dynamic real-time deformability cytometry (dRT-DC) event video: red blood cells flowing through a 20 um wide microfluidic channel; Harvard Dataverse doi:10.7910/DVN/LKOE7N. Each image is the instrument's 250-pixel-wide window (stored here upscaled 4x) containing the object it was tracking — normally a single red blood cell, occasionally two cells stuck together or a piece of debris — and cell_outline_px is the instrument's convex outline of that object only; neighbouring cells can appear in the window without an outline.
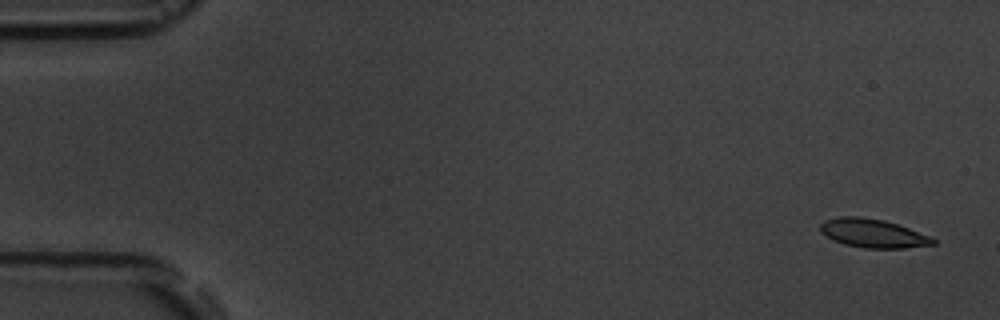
{"species": "common noctule bat (a hibernating species)", "species_latin": "Nyctalus noctula", "temperature_condition": "room temperature", "stored_images_in_passage": 6, "camera_frame_rate_fps": 3000, "um_per_image_px": 0.085, "animal": {"sex": "male", "body_mass_g": 19.5, "forearm_length_mm": 54.6}, "frame": {"image": 1, "passage_image": 1, "time_ms": 0.0, "image_size_px": [1000, 320], "cell_outline_px": [[936, 244], [904, 248], [864, 248], [844, 244], [832, 240], [820, 232], [820, 224], [824, 220], [840, 216], [860, 216], [884, 220], [932, 236], [936, 240]], "centroid_in_image_um": [74.19, 19.83], "position_along_channel_um": 10.8, "area_um2": 18.96}}
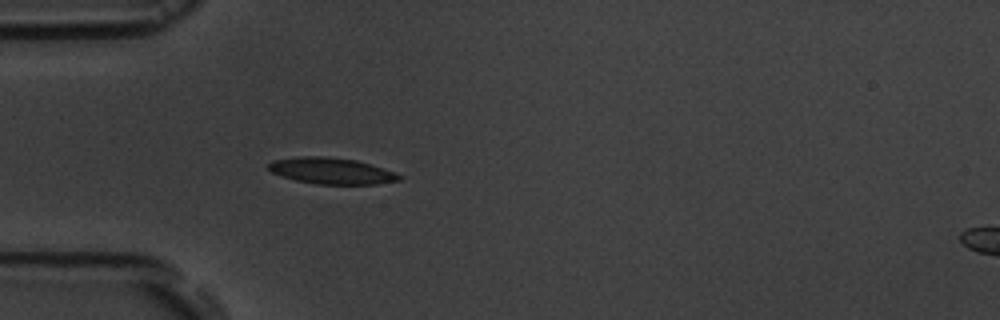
{"frame": {"image": 2, "passage_image": 5, "time_ms": 4.667, "image_size_px": [1000, 320], "cell_outline_px": [[404, 176], [400, 180], [376, 184], [316, 184], [296, 180], [272, 172], [268, 168], [268, 164], [272, 160], [300, 156], [324, 156], [356, 160], [396, 172]], "centroid_in_image_um": [28.2, 14.52], "position_along_channel_um": 56.8, "area_um2": 19.94}}